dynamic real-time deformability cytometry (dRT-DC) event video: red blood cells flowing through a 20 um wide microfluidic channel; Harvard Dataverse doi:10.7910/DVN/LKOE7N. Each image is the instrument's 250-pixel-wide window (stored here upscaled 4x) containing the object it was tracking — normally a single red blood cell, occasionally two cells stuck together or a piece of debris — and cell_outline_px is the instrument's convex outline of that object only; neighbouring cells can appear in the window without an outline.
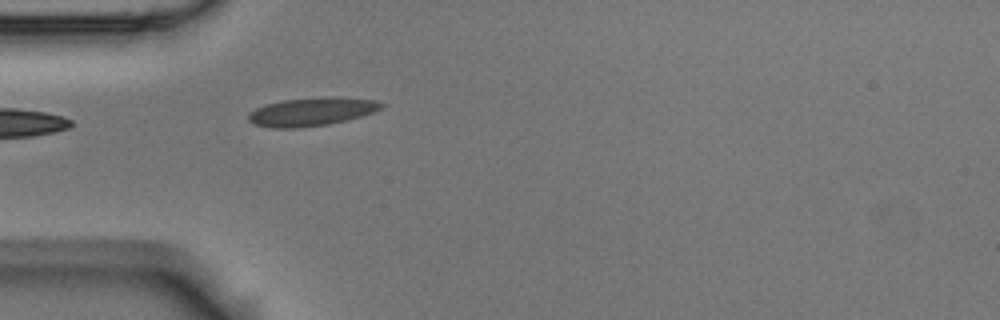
{"species": "Egyptian fruit bat (a non-hibernating species)", "species_latin": "Rousettus aegyptiacus", "temperature_condition": "room temperature", "stored_images_in_passage": 5, "camera_frame_rate_fps": 3000, "um_per_image_px": 0.085, "animal": {"sex": "male"}, "frame": {"image": 1, "passage_image": 5, "time_ms": 1.333, "image_size_px": [1000, 320], "cell_outline_px": [[384, 104], [380, 108], [372, 112], [348, 120], [328, 124], [300, 128], [272, 128], [256, 124], [248, 120], [248, 112], [256, 108], [268, 104], [284, 100], [332, 96], [336, 96], [376, 100]], "centroid_in_image_um": [26.49, 9.49], "position_along_channel_um": 58.5, "area_um2": 21.85}}